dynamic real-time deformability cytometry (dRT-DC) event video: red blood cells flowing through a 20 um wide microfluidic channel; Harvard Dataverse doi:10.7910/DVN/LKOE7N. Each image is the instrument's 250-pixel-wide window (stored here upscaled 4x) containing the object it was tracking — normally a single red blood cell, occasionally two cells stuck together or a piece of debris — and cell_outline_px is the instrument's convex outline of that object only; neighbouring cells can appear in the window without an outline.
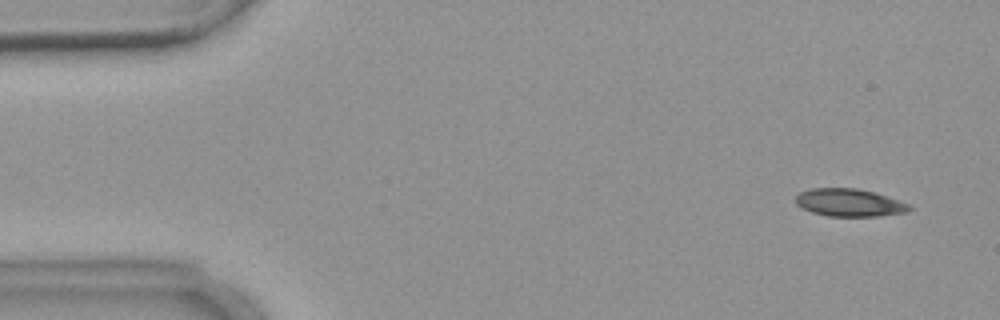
{"species": "common noctule bat (a hibernating species)", "species_latin": "Nyctalus noctula", "temperature_condition": "warm", "stored_images_in_passage": 7, "camera_frame_rate_fps": 3000, "um_per_image_px": 0.085, "animal": {"sex": "female", "body_mass_g": 18.4}, "frame": {"image": 1, "passage_image": 1, "time_ms": 0.0, "image_size_px": [1000, 320], "cell_outline_px": [[912, 208], [908, 212], [880, 216], [828, 216], [812, 212], [796, 204], [796, 196], [800, 192], [808, 188], [860, 188], [876, 192], [912, 204]], "centroid_in_image_um": [72.25, 17.21], "position_along_channel_um": 12.7, "area_um2": 18.61}}
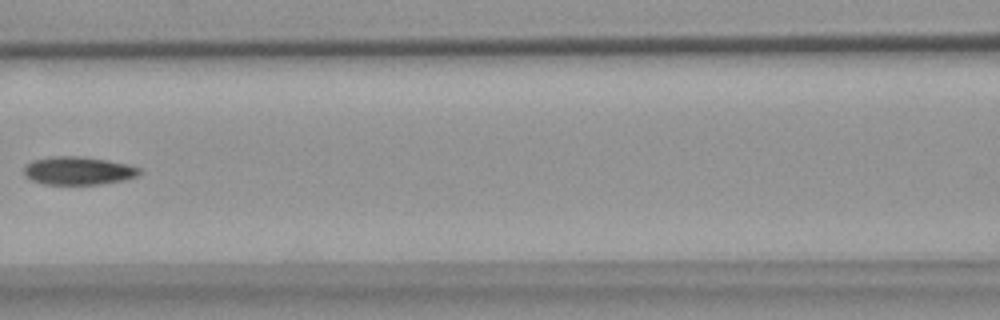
{"frame": {"image": 2, "passage_image": 6, "time_ms": 7.0, "image_size_px": [1000, 320], "cell_outline_px": [[144, 172], [136, 176], [124, 180], [100, 184], [44, 184], [32, 180], [24, 176], [24, 168], [32, 160], [52, 156], [80, 156], [108, 160], [128, 164], [140, 168]], "centroid_in_image_um": [6.67, 14.5], "position_along_channel_um": 159.9, "area_um2": 19.02}}
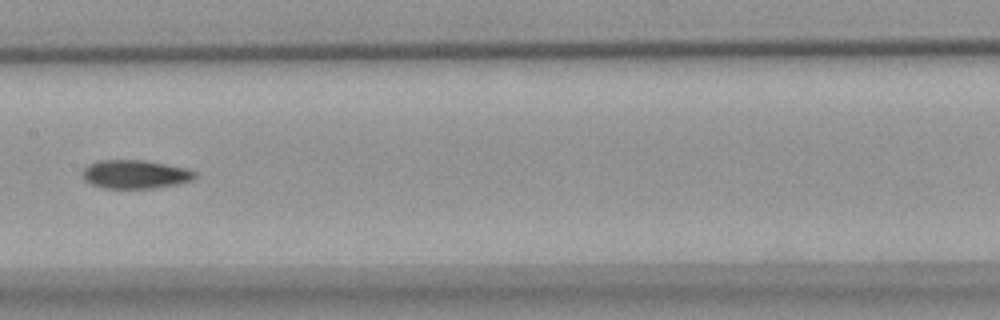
{"frame": {"image": 3, "passage_image": 7, "time_ms": 8.0, "image_size_px": [1000, 320], "cell_outline_px": [[196, 176], [192, 180], [176, 184], [156, 188], [104, 188], [92, 184], [84, 180], [80, 172], [88, 164], [100, 160], [144, 160], [188, 168], [196, 172]], "centroid_in_image_um": [11.47, 14.81], "position_along_channel_um": 195.9, "area_um2": 18.84}}